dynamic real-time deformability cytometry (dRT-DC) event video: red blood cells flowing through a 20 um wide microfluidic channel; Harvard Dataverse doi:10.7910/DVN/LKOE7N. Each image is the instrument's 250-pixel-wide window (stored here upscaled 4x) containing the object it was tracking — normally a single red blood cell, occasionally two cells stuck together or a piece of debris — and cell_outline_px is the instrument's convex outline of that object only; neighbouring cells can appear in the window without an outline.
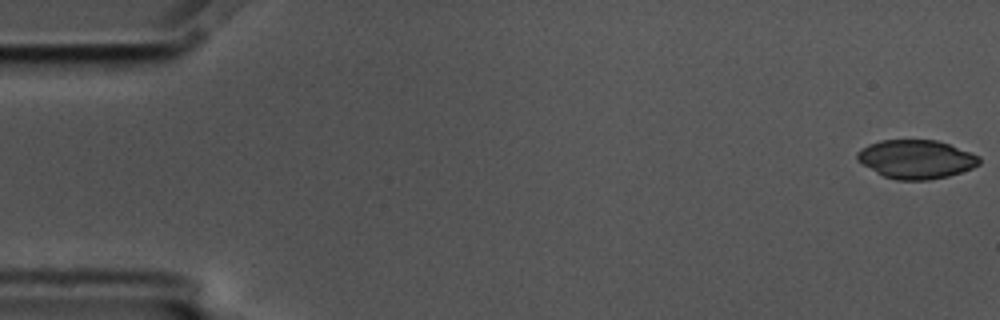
{"species": "common noctule bat (a hibernating species)", "species_latin": "Nyctalus noctula", "temperature_condition": "cold", "stored_images_in_passage": 56, "camera_frame_rate_fps": 3000, "um_per_image_px": 0.085, "animal": {"sex": "male", "body_mass_g": 17.5, "forearm_length_mm": 52.3}, "frame": {"image": 1, "passage_image": 1, "time_ms": 0.0, "image_size_px": [1000, 320], "cell_outline_px": [[980, 164], [972, 168], [948, 176], [928, 180], [896, 180], [884, 176], [876, 172], [856, 160], [856, 152], [868, 144], [880, 140], [936, 140], [972, 152], [980, 156]], "centroid_in_image_um": [77.87, 13.53], "position_along_channel_um": 7.1, "area_um2": 27.57}}
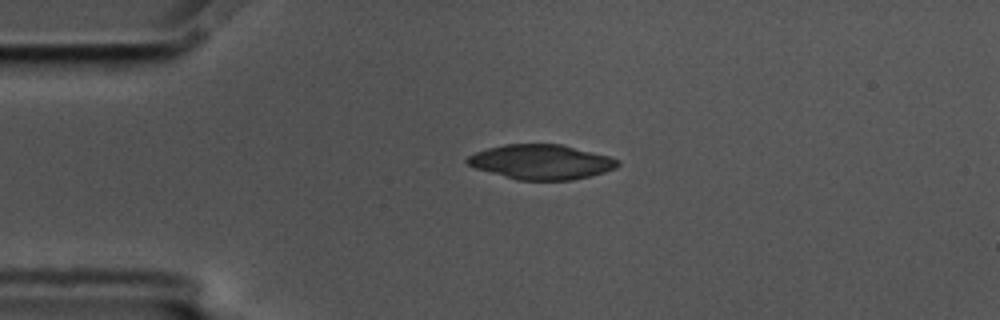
{"frame": {"image": 2, "passage_image": 13, "time_ms": 4.0, "image_size_px": [1000, 320], "cell_outline_px": [[620, 164], [616, 168], [592, 176], [572, 180], [516, 180], [476, 168], [468, 164], [464, 160], [468, 156], [476, 152], [488, 148], [504, 144], [560, 144], [608, 156], [620, 160]], "centroid_in_image_um": [46.01, 13.77], "position_along_channel_um": 39.0, "area_um2": 30.4}}
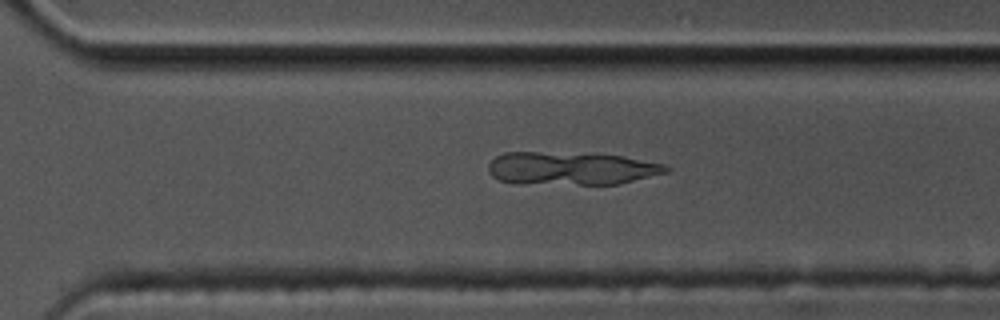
{"frame": {"image": 3, "passage_image": 39, "time_ms": 12.667, "image_size_px": [1000, 320], "cell_outline_px": [[672, 168], [668, 172], [620, 184], [520, 184], [500, 180], [492, 176], [488, 172], [488, 164], [496, 156], [504, 152], [536, 152], [620, 156], [664, 164]], "centroid_in_image_um": [48.52, 14.33], "position_along_channel_um": 322.1, "area_um2": 33.99}}